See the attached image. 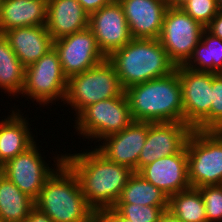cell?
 Returning <instances> with one entry per match:
<instances>
[{"label":"cell","mask_w":222,"mask_h":222,"mask_svg":"<svg viewBox=\"0 0 222 222\" xmlns=\"http://www.w3.org/2000/svg\"><path fill=\"white\" fill-rule=\"evenodd\" d=\"M125 94L112 63L106 58L96 66L68 79L64 104L77 116L90 104Z\"/></svg>","instance_id":"cell-5"},{"label":"cell","mask_w":222,"mask_h":222,"mask_svg":"<svg viewBox=\"0 0 222 222\" xmlns=\"http://www.w3.org/2000/svg\"><path fill=\"white\" fill-rule=\"evenodd\" d=\"M48 0H1L0 34L17 27L46 25Z\"/></svg>","instance_id":"cell-20"},{"label":"cell","mask_w":222,"mask_h":222,"mask_svg":"<svg viewBox=\"0 0 222 222\" xmlns=\"http://www.w3.org/2000/svg\"><path fill=\"white\" fill-rule=\"evenodd\" d=\"M217 1V9L218 11L222 12V0H216Z\"/></svg>","instance_id":"cell-37"},{"label":"cell","mask_w":222,"mask_h":222,"mask_svg":"<svg viewBox=\"0 0 222 222\" xmlns=\"http://www.w3.org/2000/svg\"><path fill=\"white\" fill-rule=\"evenodd\" d=\"M88 28L106 57L132 39L122 5L118 0L91 13Z\"/></svg>","instance_id":"cell-15"},{"label":"cell","mask_w":222,"mask_h":222,"mask_svg":"<svg viewBox=\"0 0 222 222\" xmlns=\"http://www.w3.org/2000/svg\"><path fill=\"white\" fill-rule=\"evenodd\" d=\"M169 198L138 173L133 172L116 204L168 207Z\"/></svg>","instance_id":"cell-24"},{"label":"cell","mask_w":222,"mask_h":222,"mask_svg":"<svg viewBox=\"0 0 222 222\" xmlns=\"http://www.w3.org/2000/svg\"><path fill=\"white\" fill-rule=\"evenodd\" d=\"M186 150L190 187L222 184V131L193 129Z\"/></svg>","instance_id":"cell-6"},{"label":"cell","mask_w":222,"mask_h":222,"mask_svg":"<svg viewBox=\"0 0 222 222\" xmlns=\"http://www.w3.org/2000/svg\"><path fill=\"white\" fill-rule=\"evenodd\" d=\"M168 210L183 222H207L204 201L197 188L190 187L171 195Z\"/></svg>","instance_id":"cell-26"},{"label":"cell","mask_w":222,"mask_h":222,"mask_svg":"<svg viewBox=\"0 0 222 222\" xmlns=\"http://www.w3.org/2000/svg\"><path fill=\"white\" fill-rule=\"evenodd\" d=\"M168 7H180L185 0H163Z\"/></svg>","instance_id":"cell-36"},{"label":"cell","mask_w":222,"mask_h":222,"mask_svg":"<svg viewBox=\"0 0 222 222\" xmlns=\"http://www.w3.org/2000/svg\"><path fill=\"white\" fill-rule=\"evenodd\" d=\"M138 174L159 188L168 198L190 188L186 146L176 154L157 159Z\"/></svg>","instance_id":"cell-16"},{"label":"cell","mask_w":222,"mask_h":222,"mask_svg":"<svg viewBox=\"0 0 222 222\" xmlns=\"http://www.w3.org/2000/svg\"><path fill=\"white\" fill-rule=\"evenodd\" d=\"M25 222H53L47 214L34 206Z\"/></svg>","instance_id":"cell-34"},{"label":"cell","mask_w":222,"mask_h":222,"mask_svg":"<svg viewBox=\"0 0 222 222\" xmlns=\"http://www.w3.org/2000/svg\"><path fill=\"white\" fill-rule=\"evenodd\" d=\"M53 48L59 56L67 79L107 58L99 49L96 38L89 28L54 40Z\"/></svg>","instance_id":"cell-12"},{"label":"cell","mask_w":222,"mask_h":222,"mask_svg":"<svg viewBox=\"0 0 222 222\" xmlns=\"http://www.w3.org/2000/svg\"><path fill=\"white\" fill-rule=\"evenodd\" d=\"M213 36L222 40V12L218 11L217 15L205 27Z\"/></svg>","instance_id":"cell-33"},{"label":"cell","mask_w":222,"mask_h":222,"mask_svg":"<svg viewBox=\"0 0 222 222\" xmlns=\"http://www.w3.org/2000/svg\"><path fill=\"white\" fill-rule=\"evenodd\" d=\"M46 29L53 40L89 27V15L77 0H48Z\"/></svg>","instance_id":"cell-19"},{"label":"cell","mask_w":222,"mask_h":222,"mask_svg":"<svg viewBox=\"0 0 222 222\" xmlns=\"http://www.w3.org/2000/svg\"><path fill=\"white\" fill-rule=\"evenodd\" d=\"M147 135L148 122L133 121L122 131L103 138L95 149L109 161L138 173V159Z\"/></svg>","instance_id":"cell-14"},{"label":"cell","mask_w":222,"mask_h":222,"mask_svg":"<svg viewBox=\"0 0 222 222\" xmlns=\"http://www.w3.org/2000/svg\"><path fill=\"white\" fill-rule=\"evenodd\" d=\"M210 131H222V73H212Z\"/></svg>","instance_id":"cell-30"},{"label":"cell","mask_w":222,"mask_h":222,"mask_svg":"<svg viewBox=\"0 0 222 222\" xmlns=\"http://www.w3.org/2000/svg\"><path fill=\"white\" fill-rule=\"evenodd\" d=\"M68 79L63 73L59 56L53 48L38 61L26 67L23 97L33 99L42 107L54 101H65Z\"/></svg>","instance_id":"cell-8"},{"label":"cell","mask_w":222,"mask_h":222,"mask_svg":"<svg viewBox=\"0 0 222 222\" xmlns=\"http://www.w3.org/2000/svg\"><path fill=\"white\" fill-rule=\"evenodd\" d=\"M3 35L25 67L32 65L53 49L54 40L45 25L17 27L5 31Z\"/></svg>","instance_id":"cell-18"},{"label":"cell","mask_w":222,"mask_h":222,"mask_svg":"<svg viewBox=\"0 0 222 222\" xmlns=\"http://www.w3.org/2000/svg\"><path fill=\"white\" fill-rule=\"evenodd\" d=\"M82 8L90 15L93 12H96L103 6H106L115 0H77Z\"/></svg>","instance_id":"cell-32"},{"label":"cell","mask_w":222,"mask_h":222,"mask_svg":"<svg viewBox=\"0 0 222 222\" xmlns=\"http://www.w3.org/2000/svg\"><path fill=\"white\" fill-rule=\"evenodd\" d=\"M34 206L35 201L4 174L0 177V219L3 222H25Z\"/></svg>","instance_id":"cell-22"},{"label":"cell","mask_w":222,"mask_h":222,"mask_svg":"<svg viewBox=\"0 0 222 222\" xmlns=\"http://www.w3.org/2000/svg\"><path fill=\"white\" fill-rule=\"evenodd\" d=\"M11 111L7 118L4 116L5 118L0 121V163L2 165L36 142L30 131L32 128L28 126L29 119L24 118V114H21L18 108Z\"/></svg>","instance_id":"cell-21"},{"label":"cell","mask_w":222,"mask_h":222,"mask_svg":"<svg viewBox=\"0 0 222 222\" xmlns=\"http://www.w3.org/2000/svg\"><path fill=\"white\" fill-rule=\"evenodd\" d=\"M35 206L53 222H96V212L88 205L77 176L65 162L45 181Z\"/></svg>","instance_id":"cell-4"},{"label":"cell","mask_w":222,"mask_h":222,"mask_svg":"<svg viewBox=\"0 0 222 222\" xmlns=\"http://www.w3.org/2000/svg\"><path fill=\"white\" fill-rule=\"evenodd\" d=\"M204 201L207 222H222V184L197 188Z\"/></svg>","instance_id":"cell-29"},{"label":"cell","mask_w":222,"mask_h":222,"mask_svg":"<svg viewBox=\"0 0 222 222\" xmlns=\"http://www.w3.org/2000/svg\"><path fill=\"white\" fill-rule=\"evenodd\" d=\"M74 120L77 135L95 140L94 143L122 131L134 121L125 94L88 105Z\"/></svg>","instance_id":"cell-7"},{"label":"cell","mask_w":222,"mask_h":222,"mask_svg":"<svg viewBox=\"0 0 222 222\" xmlns=\"http://www.w3.org/2000/svg\"><path fill=\"white\" fill-rule=\"evenodd\" d=\"M180 8L194 20L206 27L217 15L216 0H185Z\"/></svg>","instance_id":"cell-28"},{"label":"cell","mask_w":222,"mask_h":222,"mask_svg":"<svg viewBox=\"0 0 222 222\" xmlns=\"http://www.w3.org/2000/svg\"><path fill=\"white\" fill-rule=\"evenodd\" d=\"M96 222H133L122 216L114 207L97 213Z\"/></svg>","instance_id":"cell-31"},{"label":"cell","mask_w":222,"mask_h":222,"mask_svg":"<svg viewBox=\"0 0 222 222\" xmlns=\"http://www.w3.org/2000/svg\"><path fill=\"white\" fill-rule=\"evenodd\" d=\"M205 27L180 7H168L158 38L176 66L184 65L201 40Z\"/></svg>","instance_id":"cell-10"},{"label":"cell","mask_w":222,"mask_h":222,"mask_svg":"<svg viewBox=\"0 0 222 222\" xmlns=\"http://www.w3.org/2000/svg\"><path fill=\"white\" fill-rule=\"evenodd\" d=\"M107 59L114 66L124 90L167 76L177 68L158 39L132 38Z\"/></svg>","instance_id":"cell-3"},{"label":"cell","mask_w":222,"mask_h":222,"mask_svg":"<svg viewBox=\"0 0 222 222\" xmlns=\"http://www.w3.org/2000/svg\"><path fill=\"white\" fill-rule=\"evenodd\" d=\"M192 131L185 122H148V135L138 159V172L157 159L179 153Z\"/></svg>","instance_id":"cell-13"},{"label":"cell","mask_w":222,"mask_h":222,"mask_svg":"<svg viewBox=\"0 0 222 222\" xmlns=\"http://www.w3.org/2000/svg\"><path fill=\"white\" fill-rule=\"evenodd\" d=\"M80 151L64 154V162L77 176L88 205L96 214L113 208L134 171L109 161L95 147Z\"/></svg>","instance_id":"cell-1"},{"label":"cell","mask_w":222,"mask_h":222,"mask_svg":"<svg viewBox=\"0 0 222 222\" xmlns=\"http://www.w3.org/2000/svg\"><path fill=\"white\" fill-rule=\"evenodd\" d=\"M158 222H183V221L167 209L164 210V212L160 215Z\"/></svg>","instance_id":"cell-35"},{"label":"cell","mask_w":222,"mask_h":222,"mask_svg":"<svg viewBox=\"0 0 222 222\" xmlns=\"http://www.w3.org/2000/svg\"><path fill=\"white\" fill-rule=\"evenodd\" d=\"M3 175V165L0 163V177Z\"/></svg>","instance_id":"cell-38"},{"label":"cell","mask_w":222,"mask_h":222,"mask_svg":"<svg viewBox=\"0 0 222 222\" xmlns=\"http://www.w3.org/2000/svg\"><path fill=\"white\" fill-rule=\"evenodd\" d=\"M132 38L158 39L168 8L163 0H118Z\"/></svg>","instance_id":"cell-17"},{"label":"cell","mask_w":222,"mask_h":222,"mask_svg":"<svg viewBox=\"0 0 222 222\" xmlns=\"http://www.w3.org/2000/svg\"><path fill=\"white\" fill-rule=\"evenodd\" d=\"M134 121L184 122L182 88L177 69L167 76L125 90Z\"/></svg>","instance_id":"cell-2"},{"label":"cell","mask_w":222,"mask_h":222,"mask_svg":"<svg viewBox=\"0 0 222 222\" xmlns=\"http://www.w3.org/2000/svg\"><path fill=\"white\" fill-rule=\"evenodd\" d=\"M184 66L195 71L222 73V40L205 29Z\"/></svg>","instance_id":"cell-25"},{"label":"cell","mask_w":222,"mask_h":222,"mask_svg":"<svg viewBox=\"0 0 222 222\" xmlns=\"http://www.w3.org/2000/svg\"><path fill=\"white\" fill-rule=\"evenodd\" d=\"M114 208L133 222H158L160 215L168 207L142 206L134 204H115Z\"/></svg>","instance_id":"cell-27"},{"label":"cell","mask_w":222,"mask_h":222,"mask_svg":"<svg viewBox=\"0 0 222 222\" xmlns=\"http://www.w3.org/2000/svg\"><path fill=\"white\" fill-rule=\"evenodd\" d=\"M182 88L184 122L192 129L210 131L212 72L177 66Z\"/></svg>","instance_id":"cell-11"},{"label":"cell","mask_w":222,"mask_h":222,"mask_svg":"<svg viewBox=\"0 0 222 222\" xmlns=\"http://www.w3.org/2000/svg\"><path fill=\"white\" fill-rule=\"evenodd\" d=\"M39 147L42 146H38L35 142L3 165V174L34 201L45 181L64 162V154H57V156H53L55 166H50V163L44 160L46 157L42 156L43 153L41 154Z\"/></svg>","instance_id":"cell-9"},{"label":"cell","mask_w":222,"mask_h":222,"mask_svg":"<svg viewBox=\"0 0 222 222\" xmlns=\"http://www.w3.org/2000/svg\"><path fill=\"white\" fill-rule=\"evenodd\" d=\"M25 71L26 67L11 49L4 35L0 34V90L10 94L9 96L21 95Z\"/></svg>","instance_id":"cell-23"}]
</instances>
